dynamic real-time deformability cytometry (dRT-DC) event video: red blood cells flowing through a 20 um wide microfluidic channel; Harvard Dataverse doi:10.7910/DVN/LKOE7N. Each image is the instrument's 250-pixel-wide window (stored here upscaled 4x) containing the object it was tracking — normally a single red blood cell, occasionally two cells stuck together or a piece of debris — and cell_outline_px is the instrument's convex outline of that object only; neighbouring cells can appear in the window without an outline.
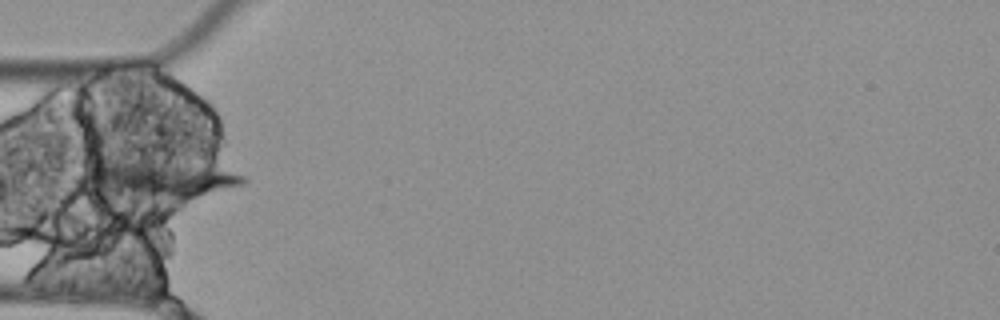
{"species": "Egyptian fruit bat (a non-hibernating species)", "species_latin": "Rousettus aegyptiacus", "temperature_condition": "cold", "stored_images_in_passage": 7, "segment_of_instrument_passage": [1, 2], "camera_frame_rate_fps": 3000, "um_per_image_px": 0.085, "animal": {"sex": "female"}, "frame": {"image": 1, "passage_image": 2, "time_ms": 0.333, "image_size_px": [1000, 320], "cell_outline_px": [[248, 180], [244, 184], [184, 200], [176, 200], [96, 196], [80, 172], [96, 164], [136, 160], [208, 168], [228, 172], [244, 176]], "centroid_in_image_um": [13.36, 15.33], "position_along_channel_um": 71.6, "area_um2": 34.39}}